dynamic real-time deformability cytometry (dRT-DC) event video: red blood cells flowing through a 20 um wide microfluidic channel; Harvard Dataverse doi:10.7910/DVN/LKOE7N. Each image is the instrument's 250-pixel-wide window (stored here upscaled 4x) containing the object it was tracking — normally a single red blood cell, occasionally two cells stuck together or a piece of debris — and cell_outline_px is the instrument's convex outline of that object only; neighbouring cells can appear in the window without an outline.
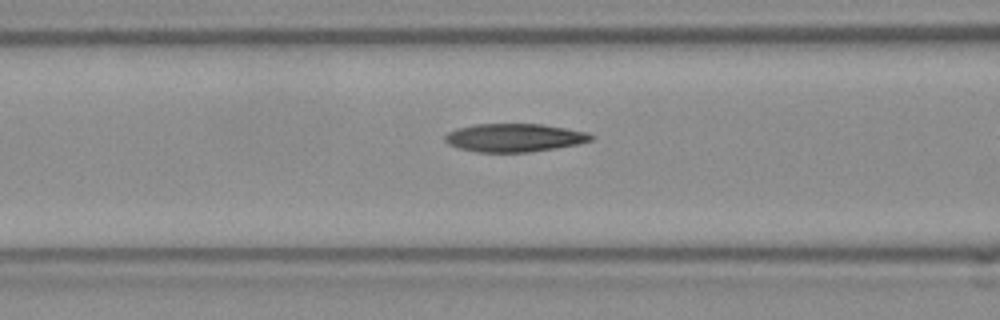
{"species": "Egyptian fruit bat (a non-hibernating species)", "species_latin": "Rousettus aegyptiacus", "temperature_condition": "room temperature", "stored_images_in_passage": 36, "camera_frame_rate_fps": 3000, "um_per_image_px": 0.085, "frame": {"image": 1, "passage_image": 16, "time_ms": 5.0, "image_size_px": [1000, 320], "cell_outline_px": [[596, 136], [592, 140], [576, 144], [556, 148], [528, 152], [476, 152], [460, 148], [448, 144], [444, 140], [444, 136], [448, 132], [456, 128], [476, 124], [544, 124], [588, 132]], "centroid_in_image_um": [43.72, 11.7], "position_along_channel_um": 122.9, "area_um2": 24.1}}
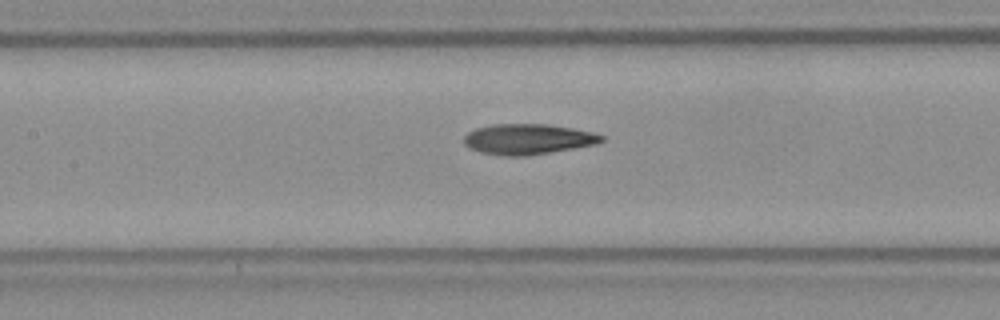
{"frame": {"image": 2, "passage_image": 19, "time_ms": 6.0, "image_size_px": [1000, 320], "cell_outline_px": [[604, 140], [596, 144], [528, 156], [500, 156], [480, 152], [468, 148], [464, 144], [464, 136], [468, 132], [476, 128], [492, 124], [548, 124], [596, 132], [604, 136]], "centroid_in_image_um": [44.86, 11.83], "position_along_channel_um": 162.5, "area_um2": 24.68}}
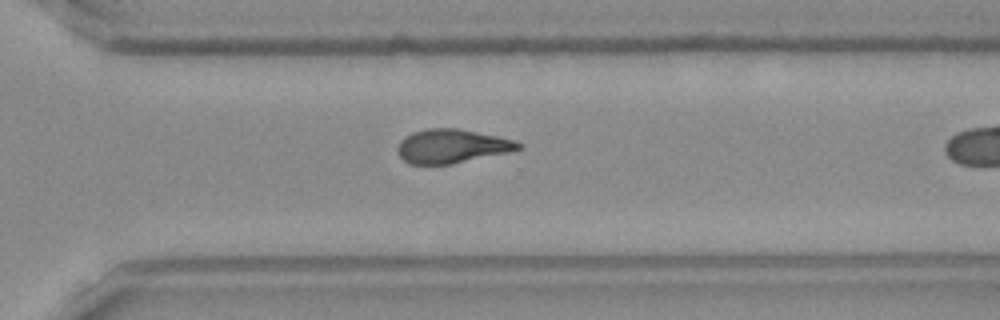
{"frame": {"image": 3, "passage_image": 32, "time_ms": 10.333, "image_size_px": [1000, 320], "cell_outline_px": [[524, 148], [512, 152], [452, 164], [408, 164], [400, 156], [396, 148], [400, 140], [404, 136], [412, 132], [428, 128], [460, 128], [516, 140], [524, 144]], "centroid_in_image_um": [38.45, 12.42], "position_along_channel_um": 332.1, "area_um2": 24.33}}